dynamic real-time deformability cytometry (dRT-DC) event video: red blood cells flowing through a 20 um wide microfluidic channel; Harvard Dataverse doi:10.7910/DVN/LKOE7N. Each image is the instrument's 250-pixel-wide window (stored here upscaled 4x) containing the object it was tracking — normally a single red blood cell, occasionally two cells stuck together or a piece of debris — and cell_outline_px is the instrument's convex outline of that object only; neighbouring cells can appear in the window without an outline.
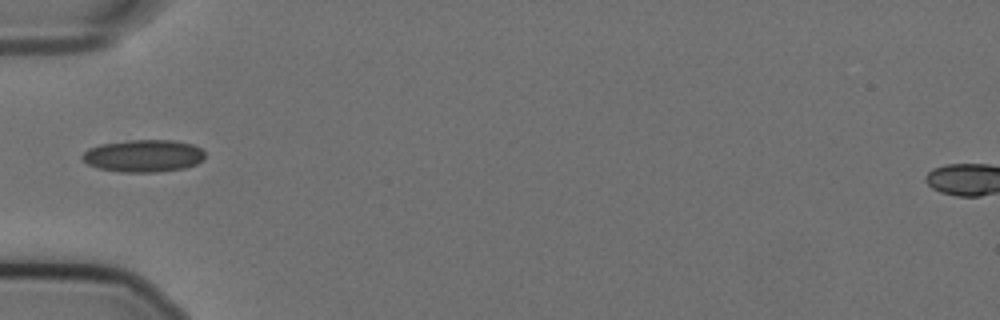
{"species": "Egyptian fruit bat (a non-hibernating species)", "species_latin": "Rousettus aegyptiacus", "temperature_condition": "cold", "stored_images_in_passage": 35, "camera_frame_rate_fps": 3000, "um_per_image_px": 0.085, "animal": {"sex": "female"}, "frame": {"image": 1, "passage_image": 1, "time_ms": 0.0, "image_size_px": [1000, 320], "cell_outline_px": [[204, 160], [196, 164], [184, 168], [156, 172], [120, 172], [96, 168], [88, 164], [80, 156], [88, 148], [100, 144], [128, 140], [176, 140], [192, 144], [200, 148], [204, 152]], "centroid_in_image_um": [12.18, 13.24], "position_along_channel_um": 72.8, "area_um2": 23.29}}
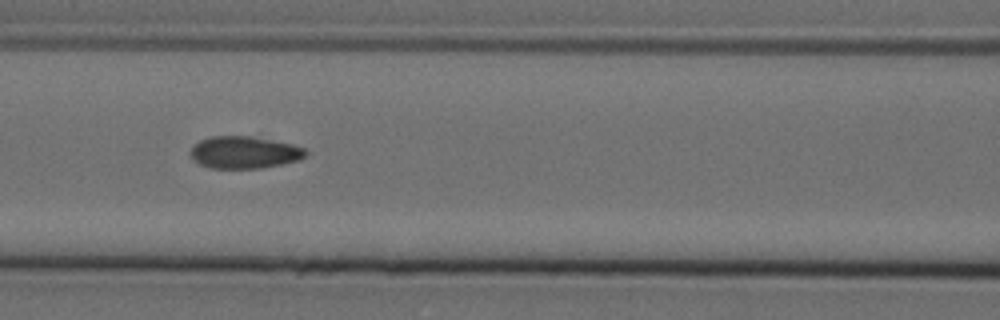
{"frame": {"image": 2, "passage_image": 7, "time_ms": 2.0, "image_size_px": [1000, 320], "cell_outline_px": [[308, 156], [300, 160], [260, 168], [208, 168], [192, 160], [192, 148], [200, 140], [212, 136], [252, 136], [292, 144], [304, 148], [308, 152]], "centroid_in_image_um": [20.8, 12.95], "position_along_channel_um": 145.8, "area_um2": 21.56}}
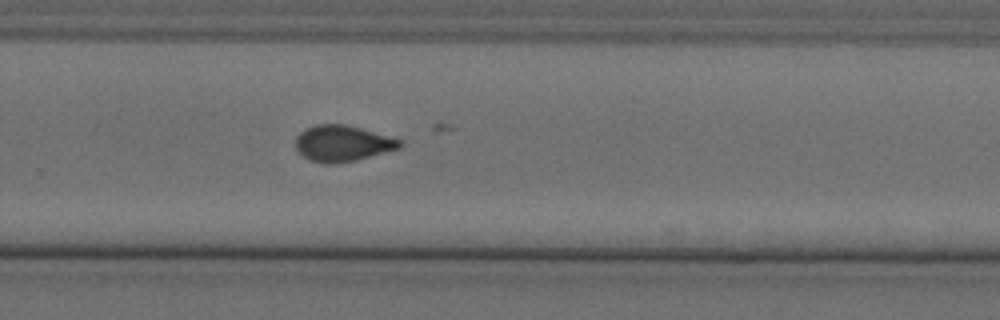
{"frame": {"image": 3, "passage_image": 20, "time_ms": 6.333, "image_size_px": [1000, 320], "cell_outline_px": [[404, 144], [400, 148], [356, 160], [332, 164], [328, 164], [308, 160], [296, 148], [296, 136], [304, 128], [316, 124], [344, 124], [360, 128], [404, 140]], "centroid_in_image_um": [29.12, 12.18], "position_along_channel_um": 300.7, "area_um2": 21.96}}